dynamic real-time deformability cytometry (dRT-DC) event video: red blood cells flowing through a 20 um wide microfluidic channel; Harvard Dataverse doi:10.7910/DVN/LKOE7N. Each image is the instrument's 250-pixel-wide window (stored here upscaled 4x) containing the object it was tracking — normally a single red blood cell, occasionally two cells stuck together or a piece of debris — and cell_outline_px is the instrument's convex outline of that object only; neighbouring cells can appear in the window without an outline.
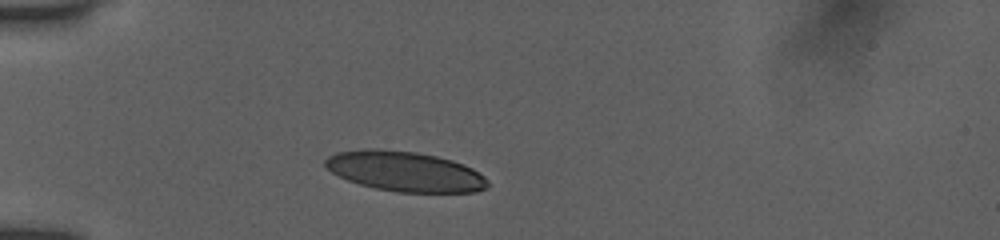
{"species": "human", "species_latin": "Homo sapiens", "temperature_condition": "room temperature", "stored_images_in_passage": 7, "camera_frame_rate_fps": 3000, "um_per_image_px": 0.085, "donor": {"sex": "female"}, "frame": {"image": 1, "passage_image": 1, "time_ms": 0.0, "image_size_px": [1000, 240], "cell_outline_px": [[488, 188], [476, 192], [396, 192], [376, 188], [360, 184], [348, 180], [332, 172], [324, 164], [324, 160], [328, 156], [336, 152], [416, 152], [436, 156], [452, 160], [464, 164], [472, 168], [484, 176], [488, 180]], "centroid_in_image_um": [34.52, 14.62], "position_along_channel_um": 50.5, "area_um2": 36.7}}
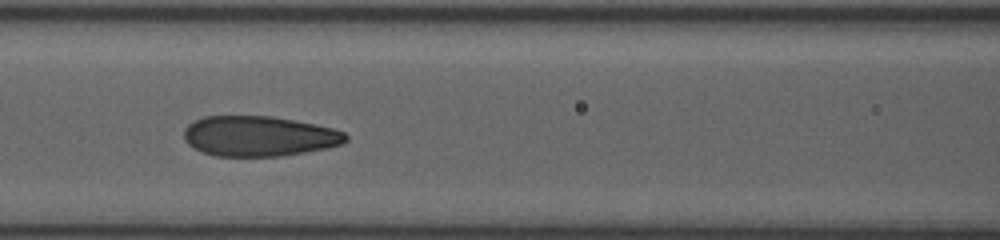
{"frame": {"image": 2, "passage_image": 4, "time_ms": 1.0, "image_size_px": [1000, 240], "cell_outline_px": [[348, 140], [340, 144], [328, 148], [280, 156], [216, 156], [204, 152], [188, 144], [184, 140], [184, 128], [192, 120], [204, 116], [272, 116], [316, 124], [332, 128], [344, 132], [348, 136]], "centroid_in_image_um": [22.0, 11.56], "position_along_channel_um": 144.6, "area_um2": 38.03}}
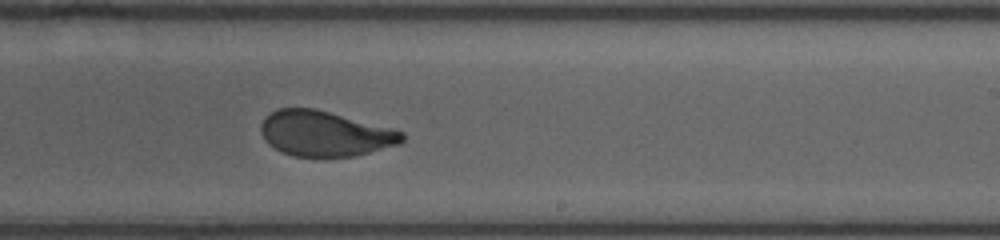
{"frame": {"image": 3, "passage_image": 7, "time_ms": 2.0, "image_size_px": [1000, 240], "cell_outline_px": [[404, 140], [400, 144], [356, 156], [292, 156], [280, 152], [268, 144], [264, 140], [260, 132], [260, 124], [264, 116], [276, 108], [312, 108], [392, 128], [404, 132]], "centroid_in_image_um": [27.57, 11.36], "position_along_channel_um": 261.4, "area_um2": 37.4}}